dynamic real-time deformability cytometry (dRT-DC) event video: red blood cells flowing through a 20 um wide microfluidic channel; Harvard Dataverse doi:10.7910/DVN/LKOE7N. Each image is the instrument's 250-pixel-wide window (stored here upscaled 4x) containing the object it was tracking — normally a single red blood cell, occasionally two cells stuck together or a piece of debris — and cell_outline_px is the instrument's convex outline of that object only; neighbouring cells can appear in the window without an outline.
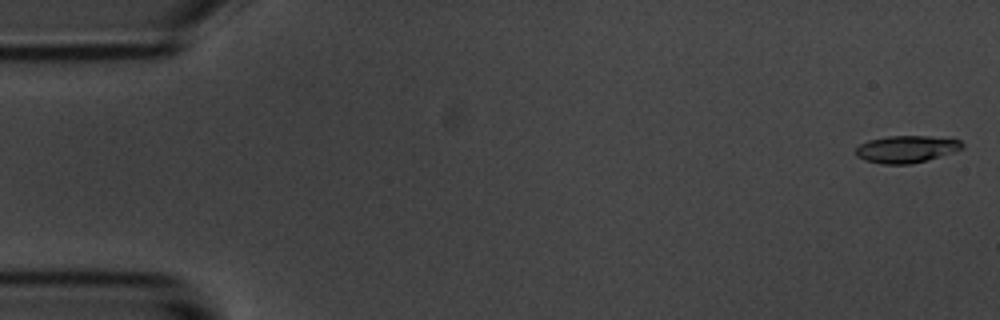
{"species": "common noctule bat (a hibernating species)", "species_latin": "Nyctalus noctula", "temperature_condition": "room temperature", "stored_images_in_passage": 54, "camera_frame_rate_fps": 3000, "um_per_image_px": 0.085, "animal": {"sex": "male", "body_mass_g": 20.1, "forearm_length_mm": 53.5}, "frame": {"image": 1, "passage_image": 1, "time_ms": 0.0, "image_size_px": [1000, 320], "cell_outline_px": [[964, 148], [940, 156], [908, 164], [884, 164], [864, 160], [856, 156], [856, 148], [860, 144], [868, 140], [888, 136], [928, 136], [960, 140], [964, 144]], "centroid_in_image_um": [77.02, 12.67], "position_along_channel_um": 8.0, "area_um2": 16.65}}
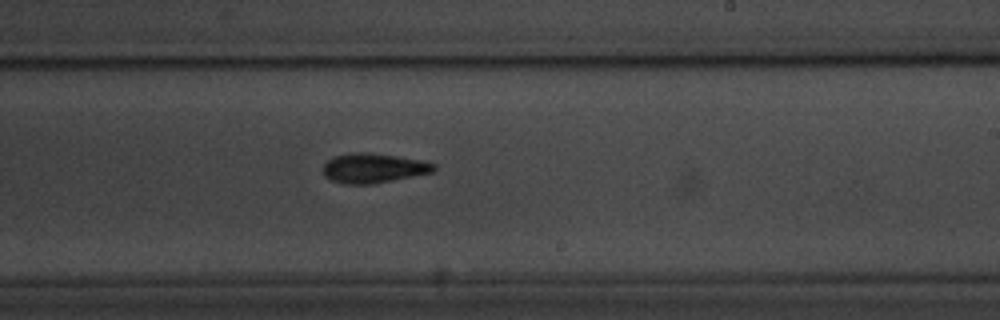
{"frame": {"image": 2, "passage_image": 32, "time_ms": 10.333, "image_size_px": [1000, 320], "cell_outline_px": [[436, 168], [432, 172], [376, 184], [340, 184], [328, 180], [324, 176], [324, 164], [332, 156], [352, 152], [368, 152], [424, 160], [436, 164]], "centroid_in_image_um": [31.72, 14.29], "position_along_channel_um": 257.3, "area_um2": 19.48}}
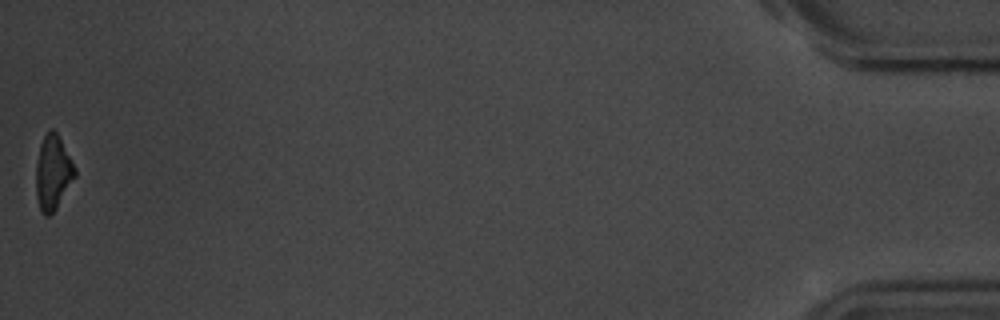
{"frame": {"image": 3, "passage_image": 54, "time_ms": 17.667, "image_size_px": [1000, 320], "cell_outline_px": [[76, 176], [56, 208], [48, 216], [44, 216], [40, 212], [36, 196], [36, 164], [40, 144], [48, 128], [52, 128], [56, 132], [76, 168]], "centroid_in_image_um": [4.48, 14.67], "position_along_channel_um": 430.7, "area_um2": 16.88}, "authors_computed_cell_mechanics": {"area_um2": 17.7735, "velocity_mm_per_s": 3.6953, "shape_relaxation_time_tau1_ms": 2.7587, "shape_relaxation_time_tau2_ms": 6.9528, "deformation_change_tau1": 0.175, "deformation_change_tau2": 0.1755}}